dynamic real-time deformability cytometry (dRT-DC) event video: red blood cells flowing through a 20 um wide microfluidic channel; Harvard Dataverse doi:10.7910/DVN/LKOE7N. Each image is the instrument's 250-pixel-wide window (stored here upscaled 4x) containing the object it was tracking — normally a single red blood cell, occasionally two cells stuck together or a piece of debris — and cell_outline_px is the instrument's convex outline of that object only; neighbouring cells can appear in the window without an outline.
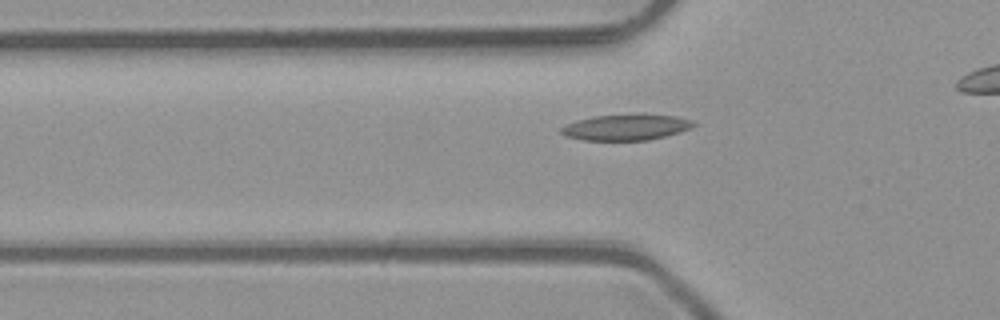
{"species": "common noctule bat (a hibernating species)", "species_latin": "Nyctalus noctula", "temperature_condition": "room temperature", "stored_images_in_passage": 42, "camera_frame_rate_fps": 3000, "um_per_image_px": 0.085, "animal": {"sex": "male", "body_mass_g": 23.1, "forearm_length_mm": 52.7}, "frame": {"image": 1, "passage_image": 16, "time_ms": 5.0, "image_size_px": [1000, 320], "cell_outline_px": [[696, 124], [680, 132], [648, 140], [584, 140], [564, 136], [560, 132], [560, 128], [576, 120], [592, 116], [636, 112], [676, 116], [692, 120]], "centroid_in_image_um": [53.2, 10.78], "position_along_channel_um": 72.6, "area_um2": 20.46}}
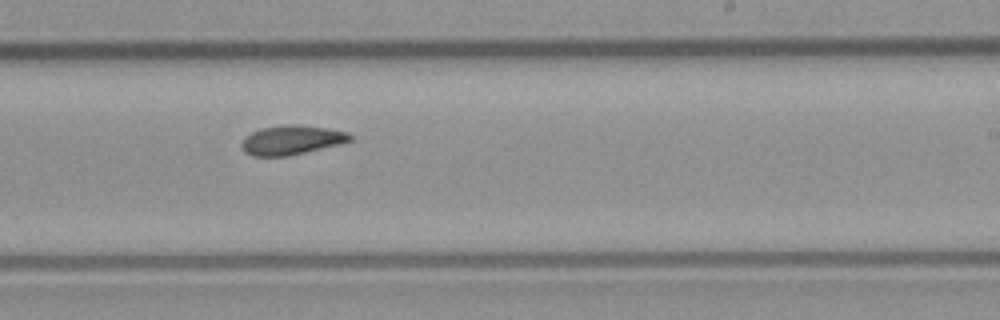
{"frame": {"image": 2, "passage_image": 30, "time_ms": 9.667, "image_size_px": [1000, 320], "cell_outline_px": [[352, 140], [340, 144], [288, 156], [252, 156], [244, 152], [240, 144], [244, 136], [260, 128], [292, 124], [296, 124], [328, 128], [348, 132], [352, 136]], "centroid_in_image_um": [24.76, 11.9], "position_along_channel_um": 264.2, "area_um2": 18.61}}
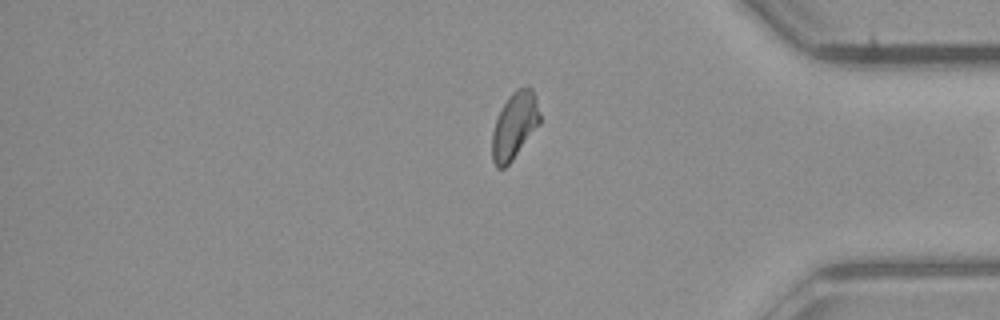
{"frame": {"image": 3, "passage_image": 41, "time_ms": 13.333, "image_size_px": [1000, 320], "cell_outline_px": [[540, 124], [512, 160], [504, 168], [496, 168], [492, 160], [492, 132], [496, 120], [508, 96], [516, 88], [532, 88], [536, 96], [540, 112]], "centroid_in_image_um": [43.74, 10.68], "position_along_channel_um": 391.5, "area_um2": 18.5}}